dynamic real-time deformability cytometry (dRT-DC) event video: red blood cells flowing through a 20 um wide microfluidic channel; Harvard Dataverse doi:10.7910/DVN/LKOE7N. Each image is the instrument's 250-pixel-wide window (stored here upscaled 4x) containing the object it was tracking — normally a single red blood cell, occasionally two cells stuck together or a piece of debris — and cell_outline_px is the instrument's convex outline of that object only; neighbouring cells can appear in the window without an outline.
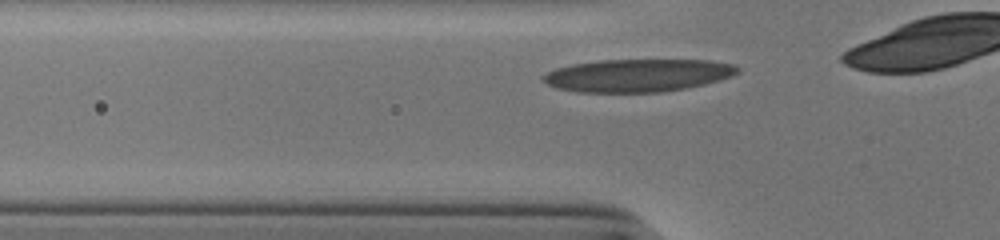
{"species": "human", "species_latin": "Homo sapiens", "temperature_condition": "cold", "stored_images_in_passage": 11, "camera_frame_rate_fps": 3000, "um_per_image_px": 0.085, "donor": {"sex": "male"}, "frame": {"image": 1, "passage_image": 2, "time_ms": 0.333, "image_size_px": [1000, 240], "cell_outline_px": [[740, 72], [732, 76], [704, 84], [684, 88], [660, 92], [576, 92], [556, 88], [548, 84], [544, 80], [544, 76], [548, 72], [556, 68], [572, 64], [600, 60], [708, 60], [732, 64], [740, 68]], "centroid_in_image_um": [54.22, 6.4], "position_along_channel_um": 71.6, "area_um2": 36.93}}
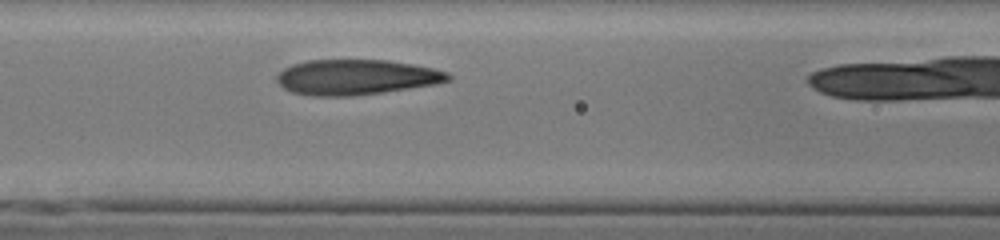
{"frame": {"image": 2, "passage_image": 7, "time_ms": 2.0, "image_size_px": [1000, 240], "cell_outline_px": [[452, 76], [448, 80], [436, 84], [384, 92], [352, 96], [312, 96], [292, 92], [284, 88], [276, 80], [276, 76], [284, 68], [292, 64], [308, 60], [388, 60], [412, 64], [432, 68], [448, 72]], "centroid_in_image_um": [30.27, 6.56], "position_along_channel_um": 136.3, "area_um2": 35.2}}